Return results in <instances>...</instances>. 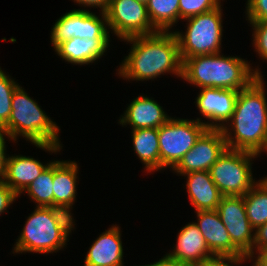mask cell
Segmentation results:
<instances>
[{"mask_svg": "<svg viewBox=\"0 0 267 266\" xmlns=\"http://www.w3.org/2000/svg\"><path fill=\"white\" fill-rule=\"evenodd\" d=\"M122 41L132 44L129 54L116 70L123 80L148 81L160 78L165 73L182 78L179 43L173 31H158Z\"/></svg>", "mask_w": 267, "mask_h": 266, "instance_id": "1", "label": "cell"}, {"mask_svg": "<svg viewBox=\"0 0 267 266\" xmlns=\"http://www.w3.org/2000/svg\"><path fill=\"white\" fill-rule=\"evenodd\" d=\"M263 76L238 92L231 119L222 128L228 149L267 154V98Z\"/></svg>", "mask_w": 267, "mask_h": 266, "instance_id": "2", "label": "cell"}, {"mask_svg": "<svg viewBox=\"0 0 267 266\" xmlns=\"http://www.w3.org/2000/svg\"><path fill=\"white\" fill-rule=\"evenodd\" d=\"M250 62L238 56L208 54L182 60V78L196 87H213L240 91L247 88L261 68H252Z\"/></svg>", "mask_w": 267, "mask_h": 266, "instance_id": "3", "label": "cell"}, {"mask_svg": "<svg viewBox=\"0 0 267 266\" xmlns=\"http://www.w3.org/2000/svg\"><path fill=\"white\" fill-rule=\"evenodd\" d=\"M60 126L53 122L36 100L32 99L20 85L12 97V111L8 122L1 128L15 142L23 137L35 147L56 154L61 151Z\"/></svg>", "mask_w": 267, "mask_h": 266, "instance_id": "4", "label": "cell"}, {"mask_svg": "<svg viewBox=\"0 0 267 266\" xmlns=\"http://www.w3.org/2000/svg\"><path fill=\"white\" fill-rule=\"evenodd\" d=\"M75 220L72 214L55 207H35L17 238L13 254L56 253L66 247Z\"/></svg>", "mask_w": 267, "mask_h": 266, "instance_id": "5", "label": "cell"}, {"mask_svg": "<svg viewBox=\"0 0 267 266\" xmlns=\"http://www.w3.org/2000/svg\"><path fill=\"white\" fill-rule=\"evenodd\" d=\"M222 4L208 12L184 19L186 31H174L181 60L190 57L222 52L223 10Z\"/></svg>", "mask_w": 267, "mask_h": 266, "instance_id": "6", "label": "cell"}, {"mask_svg": "<svg viewBox=\"0 0 267 266\" xmlns=\"http://www.w3.org/2000/svg\"><path fill=\"white\" fill-rule=\"evenodd\" d=\"M258 157L248 151L228 148L224 151L209 169L222 196H244L258 182L252 173V161Z\"/></svg>", "mask_w": 267, "mask_h": 266, "instance_id": "7", "label": "cell"}, {"mask_svg": "<svg viewBox=\"0 0 267 266\" xmlns=\"http://www.w3.org/2000/svg\"><path fill=\"white\" fill-rule=\"evenodd\" d=\"M207 129L198 117L196 120L171 117L159 127L160 171L167 167L171 170Z\"/></svg>", "mask_w": 267, "mask_h": 266, "instance_id": "8", "label": "cell"}, {"mask_svg": "<svg viewBox=\"0 0 267 266\" xmlns=\"http://www.w3.org/2000/svg\"><path fill=\"white\" fill-rule=\"evenodd\" d=\"M96 13L85 9H74L61 15L51 29L50 40L55 48L61 42L72 39H109L105 12Z\"/></svg>", "mask_w": 267, "mask_h": 266, "instance_id": "9", "label": "cell"}, {"mask_svg": "<svg viewBox=\"0 0 267 266\" xmlns=\"http://www.w3.org/2000/svg\"><path fill=\"white\" fill-rule=\"evenodd\" d=\"M105 15L108 28L119 40L158 32L151 24L146 4L138 0H110Z\"/></svg>", "mask_w": 267, "mask_h": 266, "instance_id": "10", "label": "cell"}, {"mask_svg": "<svg viewBox=\"0 0 267 266\" xmlns=\"http://www.w3.org/2000/svg\"><path fill=\"white\" fill-rule=\"evenodd\" d=\"M227 149L222 129L208 128L180 161L172 168L179 176L197 171H209Z\"/></svg>", "mask_w": 267, "mask_h": 266, "instance_id": "11", "label": "cell"}, {"mask_svg": "<svg viewBox=\"0 0 267 266\" xmlns=\"http://www.w3.org/2000/svg\"><path fill=\"white\" fill-rule=\"evenodd\" d=\"M216 211L225 225L232 243L248 255L253 248L255 229L246 215L243 196H222Z\"/></svg>", "mask_w": 267, "mask_h": 266, "instance_id": "12", "label": "cell"}, {"mask_svg": "<svg viewBox=\"0 0 267 266\" xmlns=\"http://www.w3.org/2000/svg\"><path fill=\"white\" fill-rule=\"evenodd\" d=\"M236 90L203 87L196 97L199 114L208 121L203 123L207 128L222 129L231 119L238 97Z\"/></svg>", "mask_w": 267, "mask_h": 266, "instance_id": "13", "label": "cell"}, {"mask_svg": "<svg viewBox=\"0 0 267 266\" xmlns=\"http://www.w3.org/2000/svg\"><path fill=\"white\" fill-rule=\"evenodd\" d=\"M197 222L194 223L204 236L206 244L213 255H244L231 241L225 225L216 210L196 211Z\"/></svg>", "mask_w": 267, "mask_h": 266, "instance_id": "14", "label": "cell"}, {"mask_svg": "<svg viewBox=\"0 0 267 266\" xmlns=\"http://www.w3.org/2000/svg\"><path fill=\"white\" fill-rule=\"evenodd\" d=\"M173 250L165 256L186 266H195L214 256L209 250L204 236L194 222L181 227Z\"/></svg>", "mask_w": 267, "mask_h": 266, "instance_id": "15", "label": "cell"}, {"mask_svg": "<svg viewBox=\"0 0 267 266\" xmlns=\"http://www.w3.org/2000/svg\"><path fill=\"white\" fill-rule=\"evenodd\" d=\"M170 118L154 98L141 94L131 101L118 123L122 127L129 125L131 130L159 128Z\"/></svg>", "mask_w": 267, "mask_h": 266, "instance_id": "16", "label": "cell"}, {"mask_svg": "<svg viewBox=\"0 0 267 266\" xmlns=\"http://www.w3.org/2000/svg\"><path fill=\"white\" fill-rule=\"evenodd\" d=\"M120 228L113 224L94 240L87 251L84 266H124Z\"/></svg>", "mask_w": 267, "mask_h": 266, "instance_id": "17", "label": "cell"}, {"mask_svg": "<svg viewBox=\"0 0 267 266\" xmlns=\"http://www.w3.org/2000/svg\"><path fill=\"white\" fill-rule=\"evenodd\" d=\"M78 170L76 161L54 160L53 207L69 214H72V205L76 200Z\"/></svg>", "mask_w": 267, "mask_h": 266, "instance_id": "18", "label": "cell"}, {"mask_svg": "<svg viewBox=\"0 0 267 266\" xmlns=\"http://www.w3.org/2000/svg\"><path fill=\"white\" fill-rule=\"evenodd\" d=\"M109 42V39L72 38L61 42L54 50L65 62L85 66L101 59L110 46Z\"/></svg>", "mask_w": 267, "mask_h": 266, "instance_id": "19", "label": "cell"}, {"mask_svg": "<svg viewBox=\"0 0 267 266\" xmlns=\"http://www.w3.org/2000/svg\"><path fill=\"white\" fill-rule=\"evenodd\" d=\"M53 162L43 164L33 157L12 155L7 158L4 183H6L17 195L23 191Z\"/></svg>", "mask_w": 267, "mask_h": 266, "instance_id": "20", "label": "cell"}, {"mask_svg": "<svg viewBox=\"0 0 267 266\" xmlns=\"http://www.w3.org/2000/svg\"><path fill=\"white\" fill-rule=\"evenodd\" d=\"M181 176L186 178V191L195 212L217 209L222 194L210 177L209 171L191 172Z\"/></svg>", "mask_w": 267, "mask_h": 266, "instance_id": "21", "label": "cell"}, {"mask_svg": "<svg viewBox=\"0 0 267 266\" xmlns=\"http://www.w3.org/2000/svg\"><path fill=\"white\" fill-rule=\"evenodd\" d=\"M131 134L133 150L144 165V171H160L158 128L136 129Z\"/></svg>", "mask_w": 267, "mask_h": 266, "instance_id": "22", "label": "cell"}, {"mask_svg": "<svg viewBox=\"0 0 267 266\" xmlns=\"http://www.w3.org/2000/svg\"><path fill=\"white\" fill-rule=\"evenodd\" d=\"M180 0H149L147 13L152 26L160 32H171L179 21Z\"/></svg>", "mask_w": 267, "mask_h": 266, "instance_id": "23", "label": "cell"}, {"mask_svg": "<svg viewBox=\"0 0 267 266\" xmlns=\"http://www.w3.org/2000/svg\"><path fill=\"white\" fill-rule=\"evenodd\" d=\"M243 198L251 226L256 230L267 223V185L259 179Z\"/></svg>", "mask_w": 267, "mask_h": 266, "instance_id": "24", "label": "cell"}, {"mask_svg": "<svg viewBox=\"0 0 267 266\" xmlns=\"http://www.w3.org/2000/svg\"><path fill=\"white\" fill-rule=\"evenodd\" d=\"M54 161L23 191L36 207H53Z\"/></svg>", "mask_w": 267, "mask_h": 266, "instance_id": "25", "label": "cell"}, {"mask_svg": "<svg viewBox=\"0 0 267 266\" xmlns=\"http://www.w3.org/2000/svg\"><path fill=\"white\" fill-rule=\"evenodd\" d=\"M19 84L0 67V129L8 122L12 97Z\"/></svg>", "mask_w": 267, "mask_h": 266, "instance_id": "26", "label": "cell"}, {"mask_svg": "<svg viewBox=\"0 0 267 266\" xmlns=\"http://www.w3.org/2000/svg\"><path fill=\"white\" fill-rule=\"evenodd\" d=\"M223 1V0H222ZM221 5V0H180L179 20L213 10Z\"/></svg>", "mask_w": 267, "mask_h": 266, "instance_id": "27", "label": "cell"}, {"mask_svg": "<svg viewBox=\"0 0 267 266\" xmlns=\"http://www.w3.org/2000/svg\"><path fill=\"white\" fill-rule=\"evenodd\" d=\"M253 29V47L259 58L267 62V21L248 22Z\"/></svg>", "mask_w": 267, "mask_h": 266, "instance_id": "28", "label": "cell"}, {"mask_svg": "<svg viewBox=\"0 0 267 266\" xmlns=\"http://www.w3.org/2000/svg\"><path fill=\"white\" fill-rule=\"evenodd\" d=\"M245 13L249 22L267 21V0H247Z\"/></svg>", "mask_w": 267, "mask_h": 266, "instance_id": "29", "label": "cell"}, {"mask_svg": "<svg viewBox=\"0 0 267 266\" xmlns=\"http://www.w3.org/2000/svg\"><path fill=\"white\" fill-rule=\"evenodd\" d=\"M252 262V259L248 257L247 255L242 256H217L214 255L210 258H206L199 264L195 266H239L242 263H245V261Z\"/></svg>", "mask_w": 267, "mask_h": 266, "instance_id": "30", "label": "cell"}, {"mask_svg": "<svg viewBox=\"0 0 267 266\" xmlns=\"http://www.w3.org/2000/svg\"><path fill=\"white\" fill-rule=\"evenodd\" d=\"M267 250V223L255 230V240L252 251L247 255L251 259L258 253ZM256 252V253H255Z\"/></svg>", "mask_w": 267, "mask_h": 266, "instance_id": "31", "label": "cell"}, {"mask_svg": "<svg viewBox=\"0 0 267 266\" xmlns=\"http://www.w3.org/2000/svg\"><path fill=\"white\" fill-rule=\"evenodd\" d=\"M18 199V195L6 184H0V215L7 212L8 208L13 204V202Z\"/></svg>", "mask_w": 267, "mask_h": 266, "instance_id": "32", "label": "cell"}, {"mask_svg": "<svg viewBox=\"0 0 267 266\" xmlns=\"http://www.w3.org/2000/svg\"><path fill=\"white\" fill-rule=\"evenodd\" d=\"M9 139V141H13L11 136L5 131L0 129V184L4 182L5 177V168L7 163V154H6V138Z\"/></svg>", "mask_w": 267, "mask_h": 266, "instance_id": "33", "label": "cell"}, {"mask_svg": "<svg viewBox=\"0 0 267 266\" xmlns=\"http://www.w3.org/2000/svg\"><path fill=\"white\" fill-rule=\"evenodd\" d=\"M76 4H79V6H83L84 8H86L85 10H87V7L91 8H100L101 12H105L108 8L109 5V1L110 0H73Z\"/></svg>", "mask_w": 267, "mask_h": 266, "instance_id": "34", "label": "cell"}, {"mask_svg": "<svg viewBox=\"0 0 267 266\" xmlns=\"http://www.w3.org/2000/svg\"><path fill=\"white\" fill-rule=\"evenodd\" d=\"M139 266H186V265L179 263L177 261H174L172 259H169L164 255L161 259H159L158 261H155L154 263H150L146 265H139Z\"/></svg>", "mask_w": 267, "mask_h": 266, "instance_id": "35", "label": "cell"}, {"mask_svg": "<svg viewBox=\"0 0 267 266\" xmlns=\"http://www.w3.org/2000/svg\"><path fill=\"white\" fill-rule=\"evenodd\" d=\"M256 255L257 256L252 258V261H254L252 266H267V250H264Z\"/></svg>", "mask_w": 267, "mask_h": 266, "instance_id": "36", "label": "cell"}, {"mask_svg": "<svg viewBox=\"0 0 267 266\" xmlns=\"http://www.w3.org/2000/svg\"><path fill=\"white\" fill-rule=\"evenodd\" d=\"M138 1L141 2V3L147 4V2H148L149 0H138Z\"/></svg>", "mask_w": 267, "mask_h": 266, "instance_id": "37", "label": "cell"}, {"mask_svg": "<svg viewBox=\"0 0 267 266\" xmlns=\"http://www.w3.org/2000/svg\"><path fill=\"white\" fill-rule=\"evenodd\" d=\"M267 185V177L261 179Z\"/></svg>", "mask_w": 267, "mask_h": 266, "instance_id": "38", "label": "cell"}]
</instances>
